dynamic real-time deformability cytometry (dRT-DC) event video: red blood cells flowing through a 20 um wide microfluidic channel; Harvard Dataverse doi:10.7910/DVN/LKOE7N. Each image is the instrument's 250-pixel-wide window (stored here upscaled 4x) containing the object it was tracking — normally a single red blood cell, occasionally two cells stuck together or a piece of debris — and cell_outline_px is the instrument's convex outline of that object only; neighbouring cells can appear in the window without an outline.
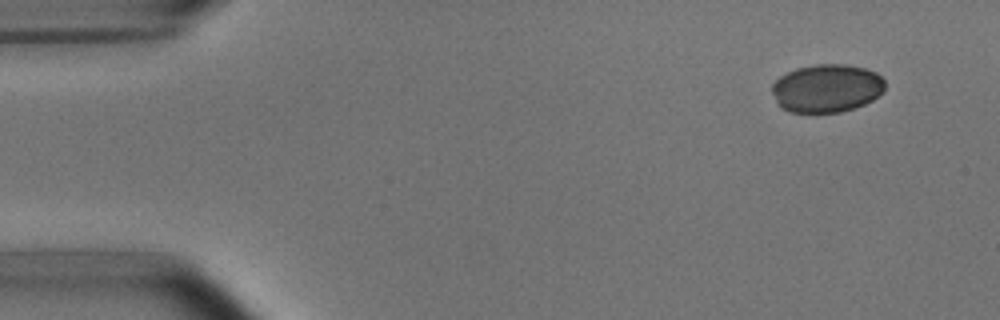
{"species": "common noctule bat (a hibernating species)", "species_latin": "Nyctalus noctula", "temperature_condition": "room temperature", "stored_images_in_passage": 6, "segment_of_instrument_passage": [2, 2], "camera_frame_rate_fps": 3000, "um_per_image_px": 0.085, "animal": {"sex": "male", "body_mass_g": 15.6}, "frame": {"image": 1, "passage_image": 6, "time_ms": 6.0, "image_size_px": [1000, 320], "cell_outline_px": [[884, 92], [872, 100], [864, 104], [840, 112], [788, 112], [780, 108], [776, 104], [772, 92], [772, 84], [780, 76], [796, 68], [816, 64], [844, 64], [864, 68], [876, 72], [884, 80]], "centroid_in_image_um": [70.25, 7.5], "position_along_channel_um": 14.8, "area_um2": 31.85}}